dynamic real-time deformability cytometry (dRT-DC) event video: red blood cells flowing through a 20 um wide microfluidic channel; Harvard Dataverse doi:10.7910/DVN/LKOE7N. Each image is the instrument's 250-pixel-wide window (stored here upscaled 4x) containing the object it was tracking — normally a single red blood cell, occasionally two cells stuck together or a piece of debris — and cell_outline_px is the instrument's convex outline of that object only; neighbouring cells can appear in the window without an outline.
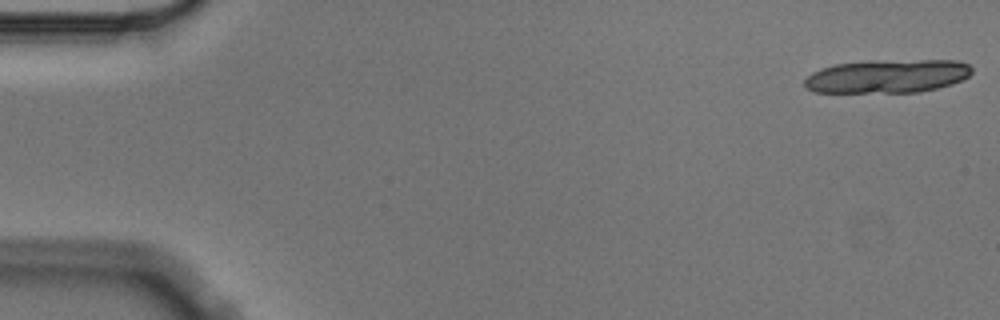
{"species": "Egyptian fruit bat (a non-hibernating species)", "species_latin": "Rousettus aegyptiacus", "temperature_condition": "cold", "stored_images_in_passage": 6, "segment_of_instrument_passage": [1, 2], "camera_frame_rate_fps": 3000, "um_per_image_px": 0.085, "animal": {"sex": "male"}, "frame": {"image": 1, "passage_image": 1, "time_ms": 0.0, "image_size_px": [1000, 320], "cell_outline_px": [[972, 72], [968, 76], [952, 84], [920, 92], [812, 92], [804, 88], [804, 80], [812, 72], [820, 68], [836, 64], [868, 60], [960, 60], [968, 64], [972, 68]], "centroid_in_image_um": [75.4, 6.47], "position_along_channel_um": 9.6, "area_um2": 32.95}}